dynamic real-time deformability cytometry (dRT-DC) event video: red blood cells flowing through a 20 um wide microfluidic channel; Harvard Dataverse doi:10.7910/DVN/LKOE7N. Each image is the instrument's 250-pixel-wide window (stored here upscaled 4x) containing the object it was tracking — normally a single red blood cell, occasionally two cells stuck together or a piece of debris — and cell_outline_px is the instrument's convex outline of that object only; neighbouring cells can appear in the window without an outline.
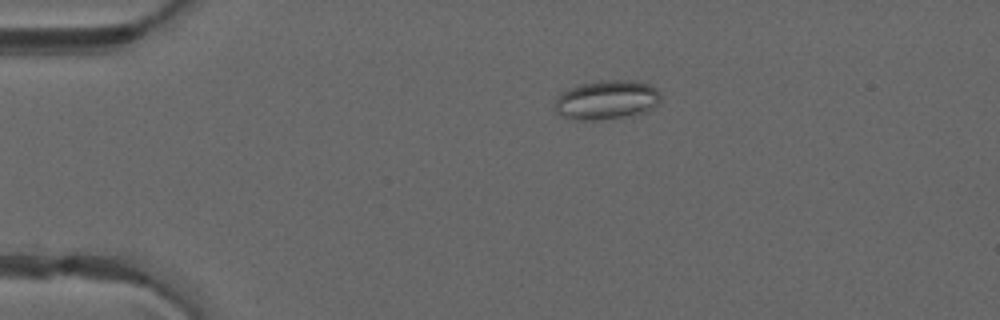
{"species": "common noctule bat (a hibernating species)", "species_latin": "Nyctalus noctula", "temperature_condition": "warm", "stored_images_in_passage": 44, "camera_frame_rate_fps": 3000, "um_per_image_px": 0.085, "animal": {"sex": "male", "forearm_length_mm": 52.5}, "frame": {"image": 1, "passage_image": 4, "time_ms": 1.0, "image_size_px": [1000, 320], "cell_outline_px": [[660, 104], [656, 108], [644, 112], [624, 116], [596, 120], [580, 120], [560, 116], [556, 112], [556, 96], [560, 92], [568, 88], [580, 84], [600, 80], [632, 80], [648, 84], [656, 88], [660, 92]], "centroid_in_image_um": [51.57, 8.48], "position_along_channel_um": 33.4, "area_um2": 24.39}}
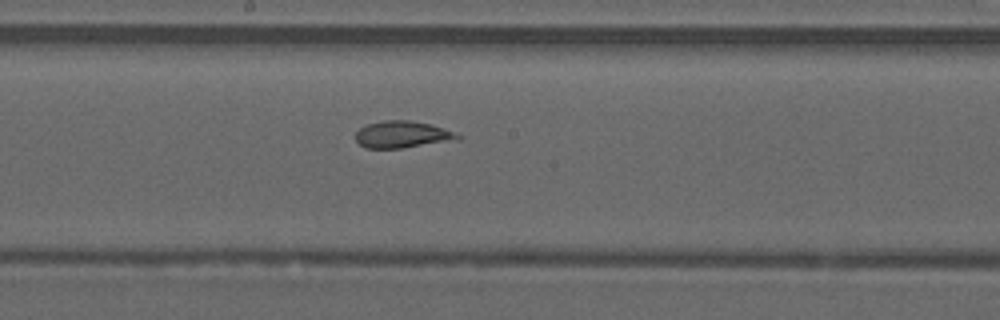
{"frame": {"image": 2, "passage_image": 21, "time_ms": 6.667, "image_size_px": [1000, 320], "cell_outline_px": [[464, 136], [460, 140], [404, 148], [364, 148], [356, 140], [356, 132], [360, 128], [368, 124], [384, 120], [412, 120], [444, 128]], "centroid_in_image_um": [34.25, 11.44], "position_along_channel_um": 213.9, "area_um2": 16.18}}
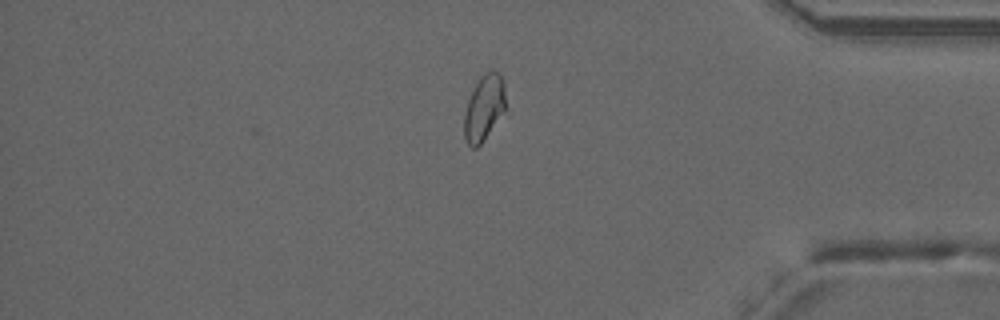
{"frame": {"image": 3, "passage_image": 36, "time_ms": 11.667, "image_size_px": [1000, 320], "cell_outline_px": [[504, 108], [480, 144], [476, 148], [472, 148], [468, 144], [464, 136], [464, 116], [468, 100], [480, 76], [484, 72], [492, 68], [500, 76], [504, 84]], "centroid_in_image_um": [41.1, 9.12], "position_along_channel_um": 394.1, "area_um2": 15.2}}